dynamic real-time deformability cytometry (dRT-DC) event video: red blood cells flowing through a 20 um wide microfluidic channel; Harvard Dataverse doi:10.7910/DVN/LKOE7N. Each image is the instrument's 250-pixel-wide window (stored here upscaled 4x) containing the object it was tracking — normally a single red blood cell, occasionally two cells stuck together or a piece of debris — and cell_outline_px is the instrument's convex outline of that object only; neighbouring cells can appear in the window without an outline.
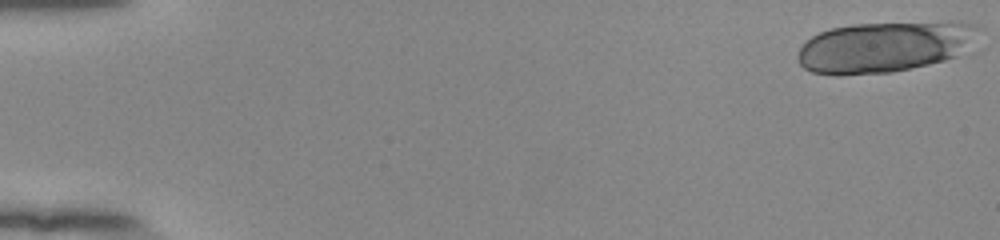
{"species": "human", "species_latin": "Homo sapiens", "temperature_condition": "room temperature", "stored_images_in_passage": 20, "camera_frame_rate_fps": 3000, "um_per_image_px": 0.085, "donor": {"sex": "female"}, "frame": {"image": 1, "passage_image": 1, "time_ms": 0.0, "image_size_px": [1000, 240], "cell_outline_px": [[984, 48], [980, 52], [928, 64], [892, 72], [836, 76], [812, 72], [804, 68], [800, 64], [800, 48], [812, 36], [820, 32], [832, 28], [852, 24], [948, 20], [960, 20], [980, 24], [984, 28]], "centroid_in_image_um": [75.59, 3.94], "position_along_channel_um": 9.4, "area_um2": 56.76}}
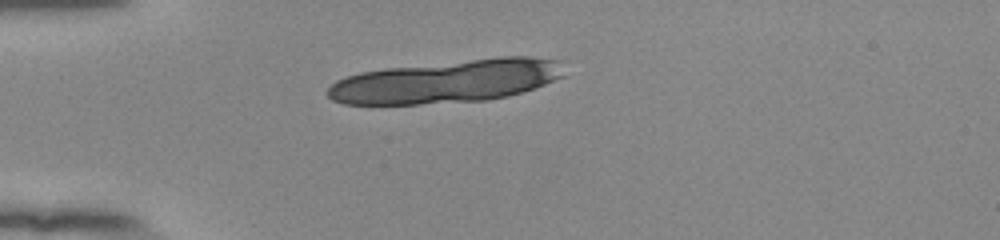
{"frame": {"image": 2, "passage_image": 15, "time_ms": 4.667, "image_size_px": [1000, 240], "cell_outline_px": [[564, 76], [544, 84], [508, 96], [488, 100], [420, 104], [344, 104], [332, 100], [328, 96], [328, 88], [336, 80], [360, 72], [384, 68], [500, 56], [528, 56], [564, 60]], "centroid_in_image_um": [38.01, 6.9], "position_along_channel_um": 47.0, "area_um2": 59.48}}